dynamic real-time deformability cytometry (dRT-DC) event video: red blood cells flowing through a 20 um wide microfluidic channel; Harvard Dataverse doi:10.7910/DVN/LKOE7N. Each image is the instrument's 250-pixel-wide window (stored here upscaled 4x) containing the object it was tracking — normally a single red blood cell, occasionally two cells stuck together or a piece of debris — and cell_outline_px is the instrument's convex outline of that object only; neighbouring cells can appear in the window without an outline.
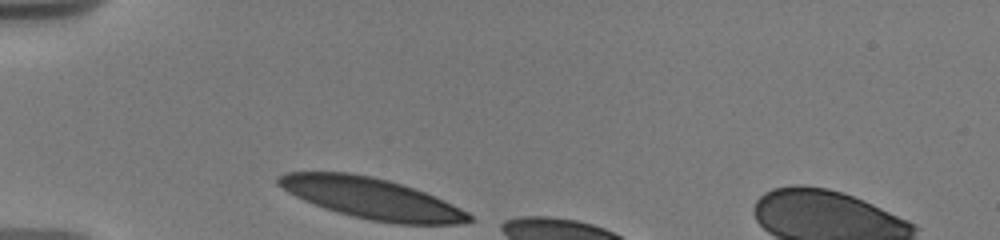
{"species": "human", "species_latin": "Homo sapiens", "temperature_condition": "warm", "stored_images_in_passage": 7, "camera_frame_rate_fps": 3000, "um_per_image_px": 0.085, "donor": {"sex": "male"}, "frame": {"image": 1, "passage_image": 1, "time_ms": 0.0, "image_size_px": [1000, 240], "cell_outline_px": [[476, 220], [456, 224], [396, 224], [372, 220], [352, 216], [336, 212], [324, 208], [304, 200], [288, 192], [276, 184], [276, 176], [284, 172], [348, 172], [372, 176], [388, 180], [424, 192], [444, 200], [468, 212]], "centroid_in_image_um": [31.55, 16.85], "position_along_channel_um": 53.4, "area_um2": 45.32}}